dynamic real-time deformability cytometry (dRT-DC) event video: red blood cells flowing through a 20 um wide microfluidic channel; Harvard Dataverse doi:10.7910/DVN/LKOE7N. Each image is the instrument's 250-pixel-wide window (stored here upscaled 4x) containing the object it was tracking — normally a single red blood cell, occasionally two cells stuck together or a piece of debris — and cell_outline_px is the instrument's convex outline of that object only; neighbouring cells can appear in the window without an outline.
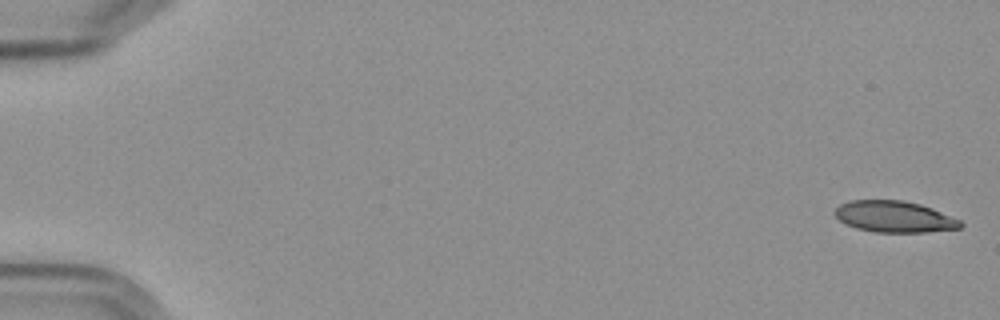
{"species": "Egyptian fruit bat (a non-hibernating species)", "species_latin": "Rousettus aegyptiacus", "temperature_condition": "cold", "stored_images_in_passage": 5, "camera_frame_rate_fps": 3000, "um_per_image_px": 0.085, "frame": {"image": 1, "passage_image": 1, "time_ms": 0.0, "image_size_px": [1000, 320], "cell_outline_px": [[964, 224], [960, 228], [928, 232], [876, 232], [856, 228], [844, 224], [836, 216], [836, 208], [840, 204], [848, 200], [904, 200], [920, 204], [932, 208], [960, 220]], "centroid_in_image_um": [76.02, 18.41], "position_along_channel_um": 9.0, "area_um2": 22.95}}
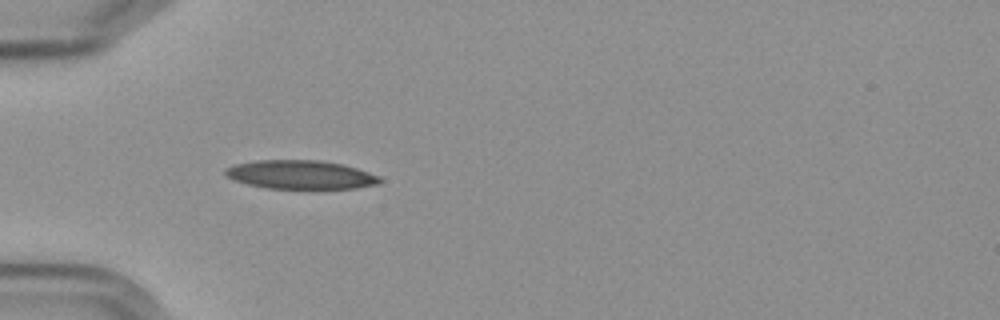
{"frame": {"image": 2, "passage_image": 5, "time_ms": 5.667, "image_size_px": [1000, 320], "cell_outline_px": [[384, 180], [380, 184], [356, 188], [268, 188], [248, 184], [236, 180], [228, 176], [224, 172], [224, 168], [236, 164], [256, 160], [320, 160], [344, 164], [380, 176]], "centroid_in_image_um": [25.6, 14.84], "position_along_channel_um": 59.4, "area_um2": 25.78}}